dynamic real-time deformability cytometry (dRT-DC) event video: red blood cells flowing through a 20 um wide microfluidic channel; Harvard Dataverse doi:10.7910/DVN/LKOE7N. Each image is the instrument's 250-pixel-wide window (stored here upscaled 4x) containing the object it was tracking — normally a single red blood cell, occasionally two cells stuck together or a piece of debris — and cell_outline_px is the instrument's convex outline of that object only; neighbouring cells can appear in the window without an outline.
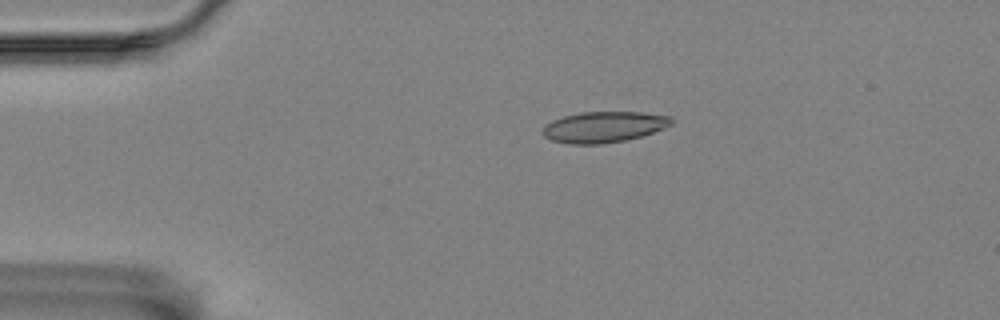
{"species": "Egyptian fruit bat (a non-hibernating species)", "species_latin": "Rousettus aegyptiacus", "temperature_condition": "room temperature", "stored_images_in_passage": 10, "camera_frame_rate_fps": 3000, "um_per_image_px": 0.085, "animal": {"sex": "female"}, "frame": {"image": 1, "passage_image": 3, "time_ms": 2.333, "image_size_px": [1000, 320], "cell_outline_px": [[672, 124], [664, 128], [640, 136], [624, 140], [600, 144], [568, 144], [552, 140], [544, 136], [544, 124], [552, 120], [564, 116], [580, 112], [640, 112], [672, 116]], "centroid_in_image_um": [51.32, 10.78], "position_along_channel_um": 33.7, "area_um2": 23.06}}
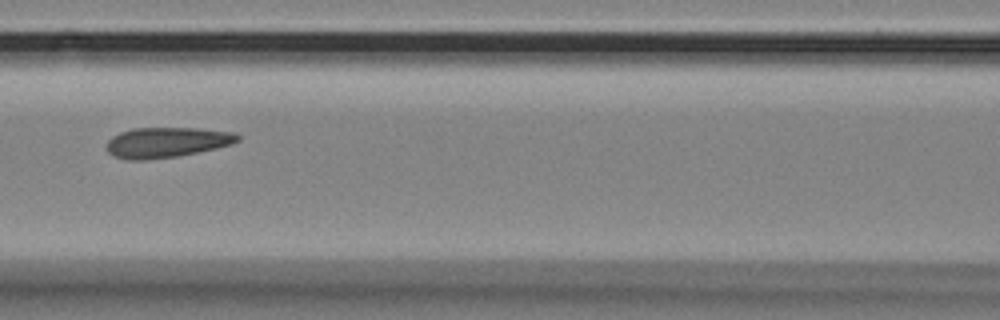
{"frame": {"image": 2, "passage_image": 7, "time_ms": 7.0, "image_size_px": [1000, 320], "cell_outline_px": [[240, 140], [232, 144], [216, 148], [176, 156], [144, 160], [124, 160], [112, 156], [108, 152], [108, 140], [112, 136], [120, 132], [132, 128], [200, 128], [236, 132], [240, 136]], "centroid_in_image_um": [14.17, 12.09], "position_along_channel_um": 152.4, "area_um2": 23.24}}
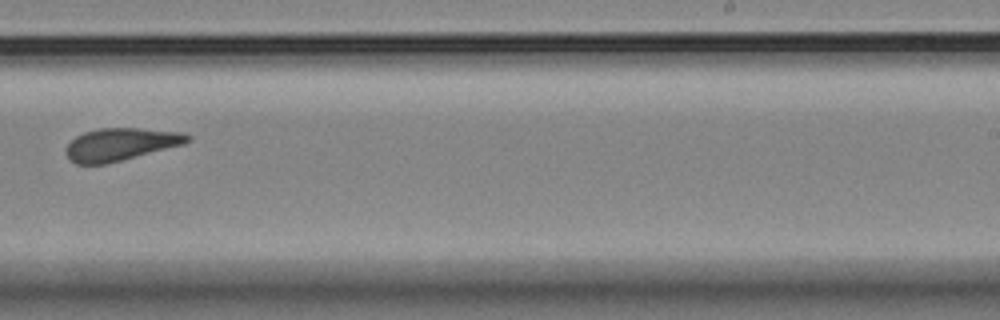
{"frame": {"image": 3, "passage_image": 10, "time_ms": 10.667, "image_size_px": [1000, 320], "cell_outline_px": [[192, 140], [184, 144], [104, 164], [76, 164], [68, 156], [64, 148], [76, 136], [84, 132], [100, 128], [140, 128], [184, 132], [192, 136]], "centroid_in_image_um": [10.28, 12.25], "position_along_channel_um": 278.7, "area_um2": 22.89}}